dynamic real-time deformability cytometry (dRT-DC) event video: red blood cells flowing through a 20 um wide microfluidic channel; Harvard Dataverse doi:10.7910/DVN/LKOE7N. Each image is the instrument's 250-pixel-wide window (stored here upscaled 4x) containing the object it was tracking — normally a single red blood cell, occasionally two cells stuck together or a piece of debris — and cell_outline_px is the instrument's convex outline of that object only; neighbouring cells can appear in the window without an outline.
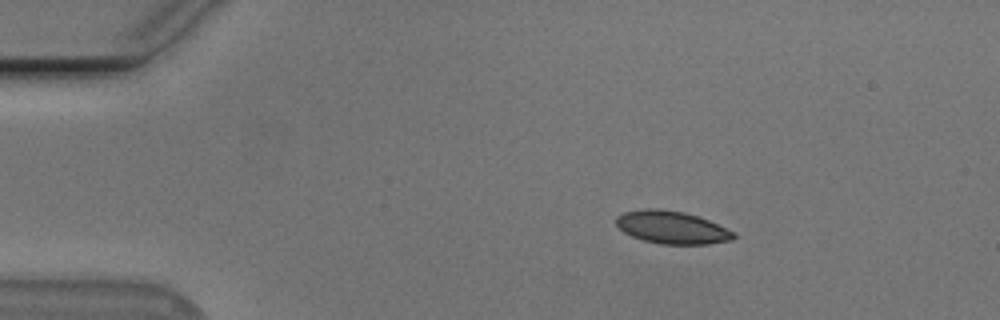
{"species": "Egyptian fruit bat (a non-hibernating species)", "species_latin": "Rousettus aegyptiacus", "temperature_condition": "cold", "stored_images_in_passage": 46, "camera_frame_rate_fps": 3000, "um_per_image_px": 0.085, "animal": {"sex": "male"}, "frame": {"image": 1, "passage_image": 1, "time_ms": 0.0, "image_size_px": [1000, 320], "cell_outline_px": [[736, 236], [732, 240], [708, 244], [660, 244], [644, 240], [632, 236], [624, 232], [616, 224], [616, 216], [624, 212], [648, 208], [656, 208], [684, 212], [708, 220], [736, 232]], "centroid_in_image_um": [57.12, 19.33], "position_along_channel_um": 27.9, "area_um2": 22.31}}
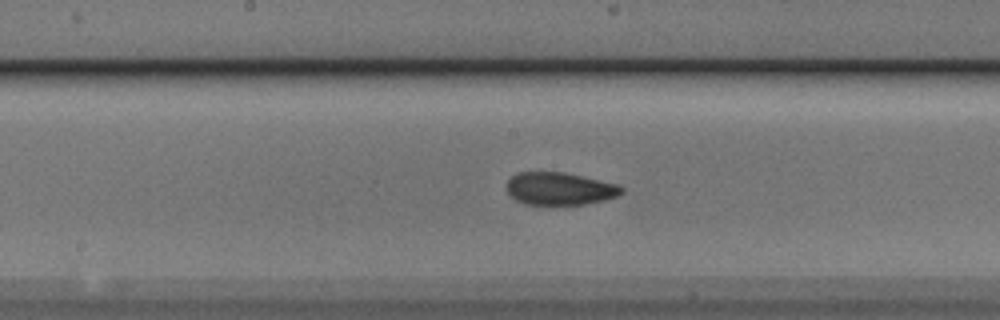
{"frame": {"image": 2, "passage_image": 20, "time_ms": 6.333, "image_size_px": [1000, 320], "cell_outline_px": [[624, 192], [616, 196], [604, 200], [584, 204], [524, 204], [516, 200], [504, 188], [508, 180], [516, 172], [564, 172], [584, 176], [620, 184], [624, 188]], "centroid_in_image_um": [47.58, 16.02], "position_along_channel_um": 200.6, "area_um2": 22.02}}
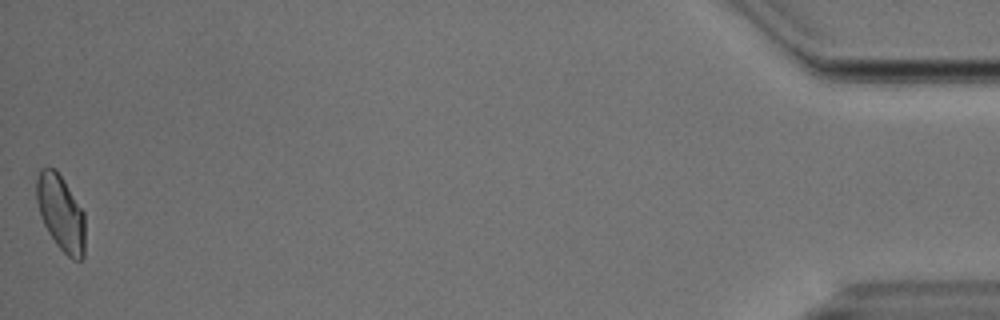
{"frame": {"image": 3, "passage_image": 46, "time_ms": 15.0, "image_size_px": [1000, 320], "cell_outline_px": [[84, 256], [80, 260], [72, 260], [56, 244], [48, 232], [40, 216], [36, 200], [36, 180], [40, 168], [48, 164], [56, 168], [84, 212]], "centroid_in_image_um": [5.14, 18.05], "position_along_channel_um": 430.1, "area_um2": 21.68}, "authors_computed_cell_mechanics": {"area_um2": 22.2241, "velocity_mm_per_s": 3.7555, "shape_relaxation_time_tau1_ms": 3.7084, "shape_relaxation_time_tau2_ms": 0.9485, "deformation_change_tau1": 0.1163, "deformation_change_tau2": 0.0457}}